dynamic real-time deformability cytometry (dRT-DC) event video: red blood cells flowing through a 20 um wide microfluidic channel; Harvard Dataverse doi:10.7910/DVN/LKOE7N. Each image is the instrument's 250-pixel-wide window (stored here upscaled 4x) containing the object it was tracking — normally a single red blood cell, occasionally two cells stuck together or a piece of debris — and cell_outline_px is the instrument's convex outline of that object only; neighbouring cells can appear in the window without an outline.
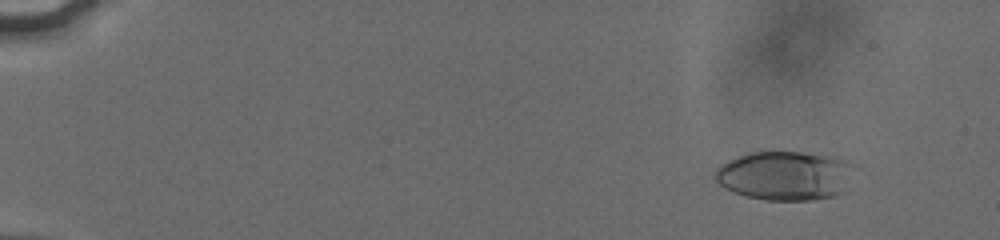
{"species": "human", "species_latin": "Homo sapiens", "temperature_condition": "cold", "stored_images_in_passage": 30, "camera_frame_rate_fps": 3000, "um_per_image_px": 0.085, "donor": {"sex": "male"}, "frame": {"image": 1, "passage_image": 6, "time_ms": 2.0, "image_size_px": [1000, 240], "cell_outline_px": [[856, 164], [844, 192], [836, 196], [812, 200], [768, 200], [748, 196], [724, 188], [712, 176], [712, 172], [720, 164], [728, 160], [752, 152], [800, 152], [840, 156], [852, 160]], "centroid_in_image_um": [66.79, 14.91], "position_along_channel_um": 18.2, "area_um2": 40.52}}
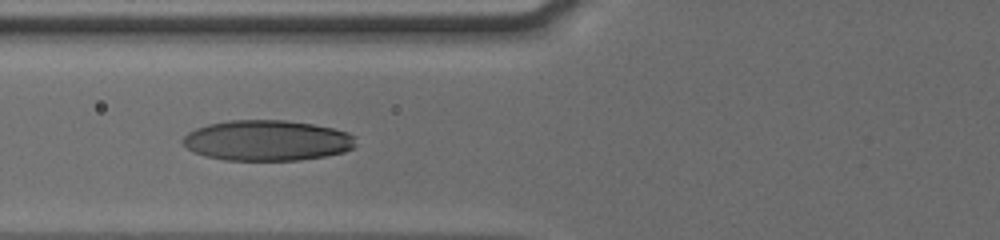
{"frame": {"image": 2, "passage_image": 25, "time_ms": 8.0, "image_size_px": [1000, 240], "cell_outline_px": [[356, 144], [352, 148], [344, 152], [324, 156], [300, 160], [224, 160], [204, 156], [192, 152], [180, 140], [188, 132], [196, 128], [208, 124], [228, 120], [284, 120], [312, 124], [332, 128], [348, 132], [356, 136]], "centroid_in_image_um": [22.69, 11.94], "position_along_channel_um": 103.1, "area_um2": 41.1}}
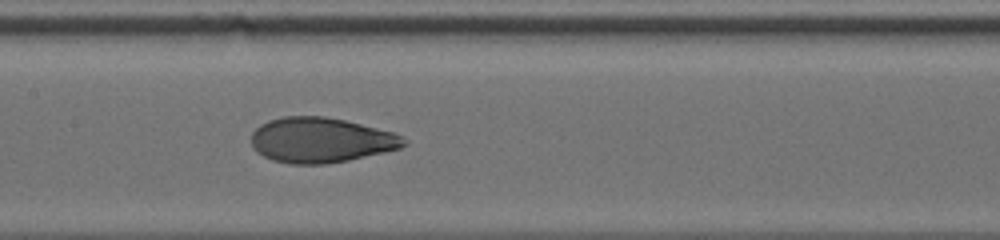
{"frame": {"image": 3, "passage_image": 30, "time_ms": 10.0, "image_size_px": [1000, 240], "cell_outline_px": [[408, 144], [400, 148], [384, 152], [348, 160], [324, 164], [292, 164], [272, 160], [256, 152], [252, 148], [252, 132], [260, 124], [268, 120], [284, 116], [324, 116], [344, 120], [396, 132]], "centroid_in_image_um": [27.25, 11.9], "position_along_channel_um": 180.1, "area_um2": 40.17}}